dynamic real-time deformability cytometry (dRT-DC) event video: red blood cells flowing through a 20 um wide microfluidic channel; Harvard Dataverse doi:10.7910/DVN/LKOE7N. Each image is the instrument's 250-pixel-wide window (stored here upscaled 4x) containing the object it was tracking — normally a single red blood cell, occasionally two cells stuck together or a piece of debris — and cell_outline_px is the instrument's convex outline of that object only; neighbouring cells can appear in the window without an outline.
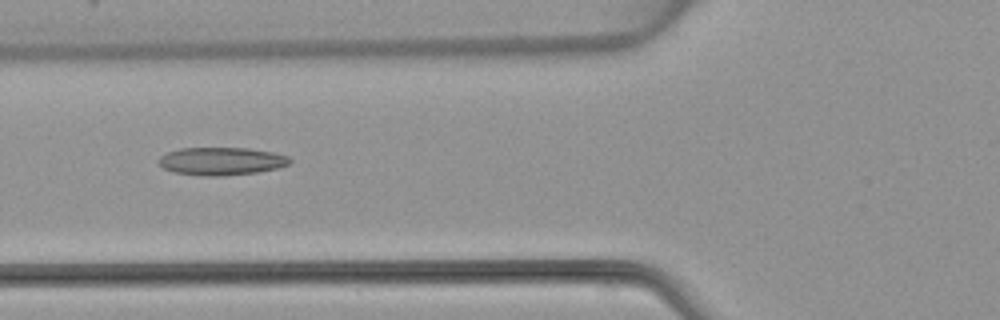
{"species": "common noctule bat (a hibernating species)", "species_latin": "Nyctalus noctula", "temperature_condition": "warm", "stored_images_in_passage": 5, "camera_frame_rate_fps": 3000, "um_per_image_px": 0.085, "animal": {"sex": "female", "body_mass_g": 22.7, "forearm_length_mm": 54.2}, "frame": {"image": 1, "passage_image": 5, "time_ms": 6.0, "image_size_px": [1000, 320], "cell_outline_px": [[292, 160], [288, 164], [276, 168], [256, 172], [224, 176], [200, 176], [176, 172], [164, 168], [156, 160], [160, 156], [168, 152], [180, 148], [248, 148], [272, 152], [288, 156]], "centroid_in_image_um": [18.8, 13.7], "position_along_channel_um": 107.0, "area_um2": 21.21}}